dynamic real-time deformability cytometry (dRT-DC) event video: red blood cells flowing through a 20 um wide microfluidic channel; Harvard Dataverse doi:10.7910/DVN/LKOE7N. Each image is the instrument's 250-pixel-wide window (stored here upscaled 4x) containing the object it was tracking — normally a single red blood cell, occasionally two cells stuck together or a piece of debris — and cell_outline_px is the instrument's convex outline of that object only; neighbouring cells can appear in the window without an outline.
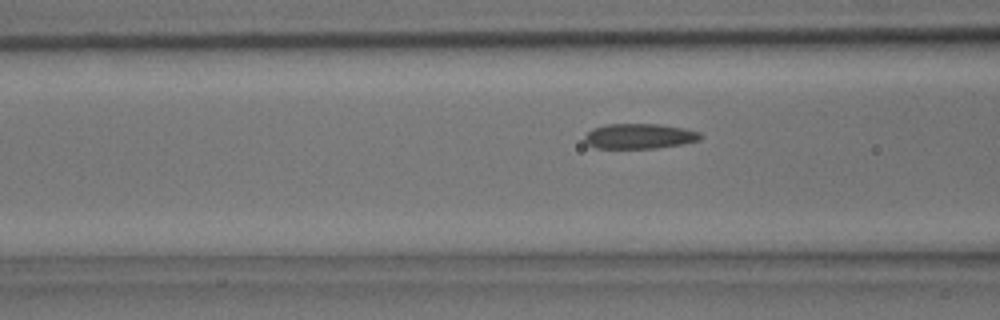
{"species": "common noctule bat (a hibernating species)", "species_latin": "Nyctalus noctula", "temperature_condition": "room temperature", "stored_images_in_passage": 4, "camera_frame_rate_fps": 3000, "um_per_image_px": 0.085, "animal": {"sex": "male", "body_mass_g": 15.6}, "frame": {"image": 1, "passage_image": 4, "time_ms": 1.0, "image_size_px": [1000, 320], "cell_outline_px": [[704, 136], [700, 140], [684, 144], [656, 148], [596, 148], [588, 144], [584, 140], [584, 136], [592, 128], [604, 124], [660, 124], [684, 128], [700, 132]], "centroid_in_image_um": [54.37, 11.57], "position_along_channel_um": 112.2, "area_um2": 17.17}}